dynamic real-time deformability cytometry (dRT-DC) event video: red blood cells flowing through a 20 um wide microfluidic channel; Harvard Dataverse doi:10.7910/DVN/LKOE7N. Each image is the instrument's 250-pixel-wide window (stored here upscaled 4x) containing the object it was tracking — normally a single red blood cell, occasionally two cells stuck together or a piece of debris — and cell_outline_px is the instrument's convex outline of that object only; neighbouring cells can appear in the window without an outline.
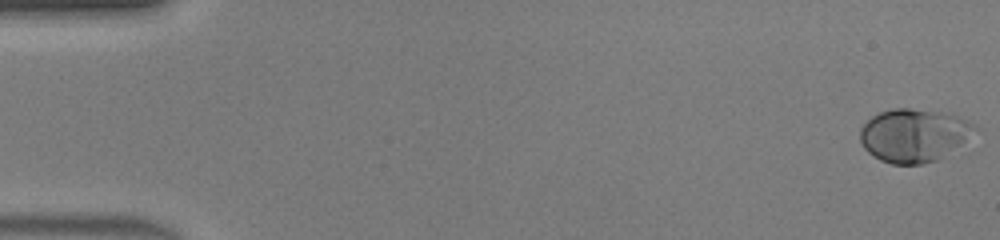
{"species": "human", "species_latin": "Homo sapiens", "temperature_condition": "warm", "stored_images_in_passage": 47, "camera_frame_rate_fps": 3000, "um_per_image_px": 0.085, "donor": {"sex": "male"}, "frame": {"image": 1, "passage_image": 1, "time_ms": 0.0, "image_size_px": [1000, 240], "cell_outline_px": [[980, 128], [964, 140], [936, 160], [920, 164], [892, 164], [880, 160], [868, 152], [864, 148], [860, 140], [860, 128], [872, 116], [880, 112], [896, 108], [908, 108], [944, 112], [968, 120], [976, 124]], "centroid_in_image_um": [77.65, 11.48], "position_along_channel_um": 7.3, "area_um2": 35.14}}
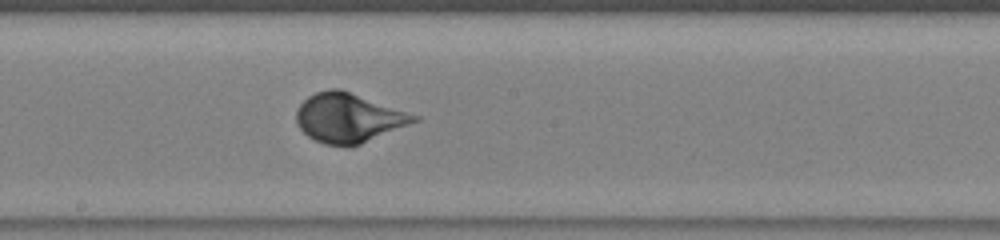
{"frame": {"image": 2, "passage_image": 26, "time_ms": 8.333, "image_size_px": [1000, 240], "cell_outline_px": [[420, 120], [360, 144], [348, 148], [324, 144], [308, 136], [296, 124], [296, 112], [300, 104], [308, 96], [316, 92], [328, 88], [340, 88], [420, 116]], "centroid_in_image_um": [29.61, 10.02], "position_along_channel_um": 218.6, "area_um2": 33.93}}
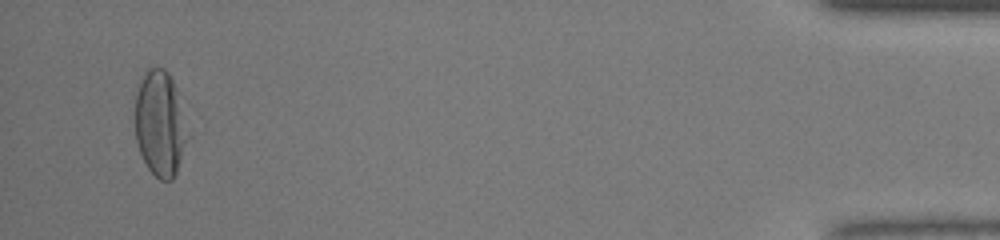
{"frame": {"image": 3, "passage_image": 45, "time_ms": 14.667, "image_size_px": [1000, 240], "cell_outline_px": [[188, 136], [176, 172], [172, 180], [160, 180], [148, 168], [140, 152], [136, 140], [136, 96], [140, 80], [144, 72], [148, 68], [164, 68], [168, 72], [176, 88]], "centroid_in_image_um": [13.59, 10.5], "position_along_channel_um": 421.6, "area_um2": 31.62}, "authors_computed_cell_mechanics": {"area_um2": 33.0038, "velocity_mm_per_s": 4.4568, "shape_relaxation_time_tau1_ms": 2.977, "shape_relaxation_time_tau2_ms": null, "deformation_change_tau1": 0.1875, "deformation_change_tau2": null}}